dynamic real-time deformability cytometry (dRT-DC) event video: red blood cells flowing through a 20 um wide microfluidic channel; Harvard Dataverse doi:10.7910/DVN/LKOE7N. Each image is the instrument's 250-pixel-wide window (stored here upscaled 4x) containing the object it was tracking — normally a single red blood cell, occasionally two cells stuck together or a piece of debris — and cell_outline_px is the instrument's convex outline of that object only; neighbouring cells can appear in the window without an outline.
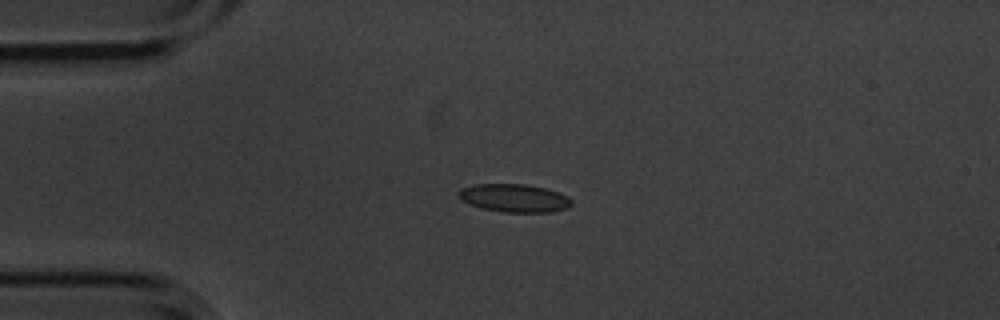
{"species": "common noctule bat (a hibernating species)", "species_latin": "Nyctalus noctula", "temperature_condition": "cold", "stored_images_in_passage": 3, "camera_frame_rate_fps": 3000, "um_per_image_px": 0.085, "animal": {"sex": "male", "body_mass_g": 20.1, "forearm_length_mm": 53.5}, "frame": {"image": 1, "passage_image": 2, "time_ms": 0.333, "image_size_px": [1000, 320], "cell_outline_px": [[572, 204], [568, 208], [552, 212], [504, 212], [484, 208], [468, 204], [460, 200], [460, 188], [476, 184], [524, 184], [544, 188], [568, 196], [572, 200]], "centroid_in_image_um": [43.73, 16.84], "position_along_channel_um": 41.3, "area_um2": 18.38}}